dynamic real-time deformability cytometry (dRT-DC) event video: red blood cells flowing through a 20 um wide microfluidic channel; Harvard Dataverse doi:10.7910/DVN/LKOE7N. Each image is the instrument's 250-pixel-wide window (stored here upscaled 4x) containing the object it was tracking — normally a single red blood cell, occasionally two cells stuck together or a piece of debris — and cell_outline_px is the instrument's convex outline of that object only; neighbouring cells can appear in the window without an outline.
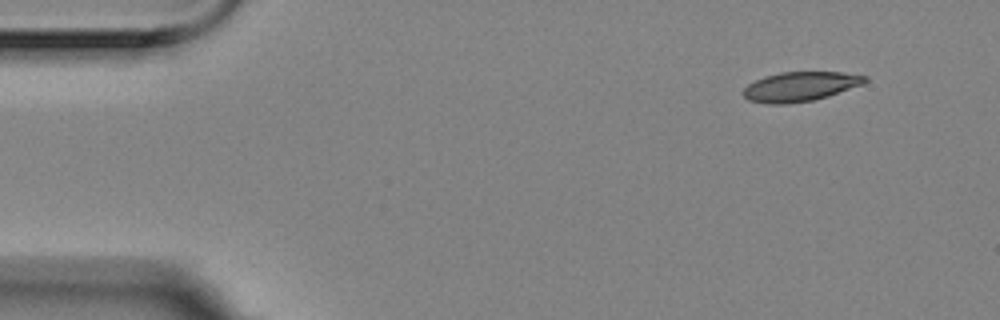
{"species": "Egyptian fruit bat (a non-hibernating species)", "species_latin": "Rousettus aegyptiacus", "temperature_condition": "room temperature", "stored_images_in_passage": 6, "camera_frame_rate_fps": 3000, "um_per_image_px": 0.085, "animal": {"sex": "female"}, "frame": {"image": 1, "passage_image": 6, "time_ms": 1.667, "image_size_px": [1000, 320], "cell_outline_px": [[868, 80], [864, 84], [828, 96], [812, 100], [784, 104], [768, 104], [748, 100], [740, 92], [748, 84], [764, 76], [780, 72], [840, 72], [868, 76]], "centroid_in_image_um": [68.0, 7.35], "position_along_channel_um": 17.0, "area_um2": 20.98}}